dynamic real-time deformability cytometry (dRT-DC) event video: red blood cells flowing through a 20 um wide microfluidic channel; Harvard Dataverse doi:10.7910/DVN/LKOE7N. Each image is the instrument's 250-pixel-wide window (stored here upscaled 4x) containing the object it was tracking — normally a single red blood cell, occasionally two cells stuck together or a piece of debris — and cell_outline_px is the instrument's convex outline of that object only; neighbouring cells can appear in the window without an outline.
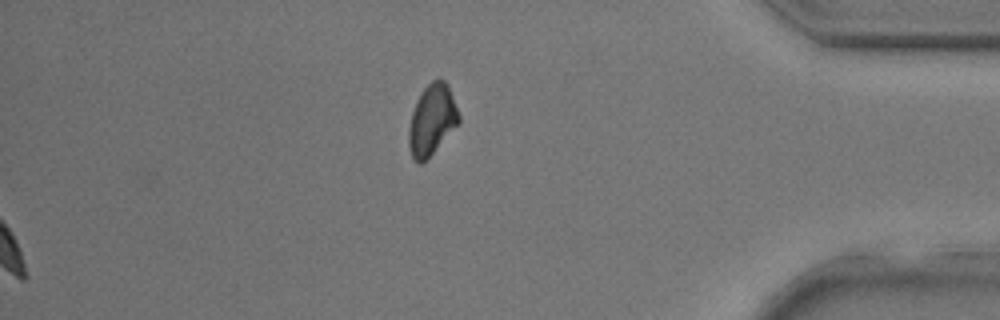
{"species": "common noctule bat (a hibernating species)", "species_latin": "Nyctalus noctula", "temperature_condition": "room temperature", "stored_images_in_passage": 29, "camera_frame_rate_fps": 3000, "um_per_image_px": 0.085, "animal": {"sex": "male", "body_mass_g": 17.9, "forearm_length_mm": 54.2}, "frame": {"image": 1, "passage_image": 29, "time_ms": 9.333, "image_size_px": [1000, 320], "cell_outline_px": [[460, 124], [420, 164], [412, 160], [408, 148], [408, 128], [412, 112], [416, 100], [420, 92], [432, 80], [444, 80], [448, 84], [460, 116]], "centroid_in_image_um": [36.7, 10.19], "position_along_channel_um": 398.5, "area_um2": 20.69}}